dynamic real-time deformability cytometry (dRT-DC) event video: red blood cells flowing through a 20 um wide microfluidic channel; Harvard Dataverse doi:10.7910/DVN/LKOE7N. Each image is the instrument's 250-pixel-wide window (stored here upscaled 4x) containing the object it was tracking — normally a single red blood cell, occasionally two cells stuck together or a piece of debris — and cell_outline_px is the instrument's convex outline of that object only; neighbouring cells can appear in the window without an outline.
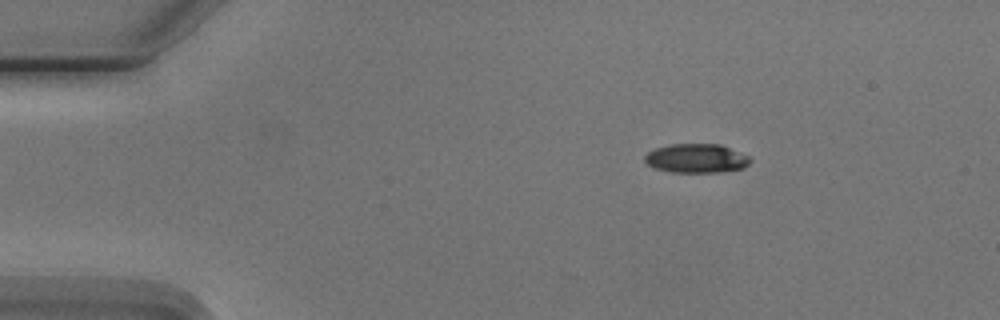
{"species": "Egyptian fruit bat (a non-hibernating species)", "species_latin": "Rousettus aegyptiacus", "temperature_condition": "cold", "stored_images_in_passage": 5, "camera_frame_rate_fps": 3000, "um_per_image_px": 0.085, "animal": {"sex": "male"}, "frame": {"image": 1, "passage_image": 5, "time_ms": 5.667, "image_size_px": [1000, 320], "cell_outline_px": [[752, 160], [744, 168], [720, 172], [672, 172], [656, 168], [648, 164], [644, 160], [644, 156], [648, 152], [656, 148], [668, 144], [720, 144], [748, 156]], "centroid_in_image_um": [59.19, 13.46], "position_along_channel_um": 25.8, "area_um2": 17.74}}